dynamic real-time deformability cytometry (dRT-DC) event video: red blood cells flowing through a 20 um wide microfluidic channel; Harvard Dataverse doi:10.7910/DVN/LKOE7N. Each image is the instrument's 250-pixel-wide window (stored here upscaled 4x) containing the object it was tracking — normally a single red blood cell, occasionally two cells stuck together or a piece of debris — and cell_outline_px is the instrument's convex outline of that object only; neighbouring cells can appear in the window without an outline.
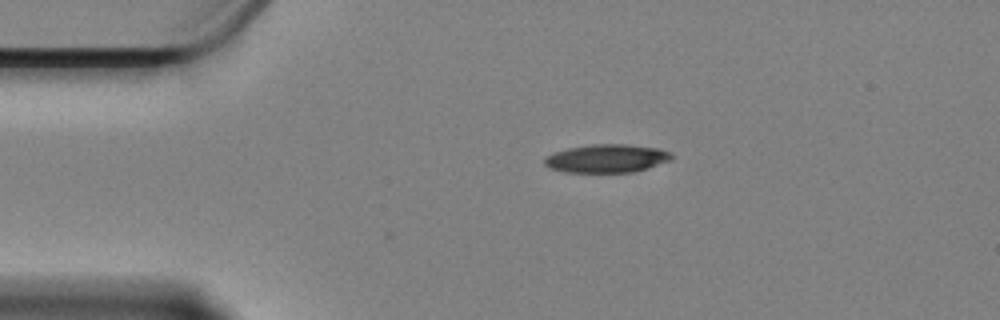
{"species": "Egyptian fruit bat (a non-hibernating species)", "species_latin": "Rousettus aegyptiacus", "temperature_condition": "cold", "stored_images_in_passage": 3, "camera_frame_rate_fps": 3000, "um_per_image_px": 0.085, "animal": {"sex": "female"}, "frame": {"image": 1, "passage_image": 1, "time_ms": 0.0, "image_size_px": [1000, 320], "cell_outline_px": [[672, 160], [648, 168], [632, 172], [564, 172], [548, 168], [544, 164], [544, 156], [568, 148], [592, 144], [624, 144], [660, 148], [672, 152]], "centroid_in_image_um": [51.58, 13.47], "position_along_channel_um": 33.4, "area_um2": 21.1}}